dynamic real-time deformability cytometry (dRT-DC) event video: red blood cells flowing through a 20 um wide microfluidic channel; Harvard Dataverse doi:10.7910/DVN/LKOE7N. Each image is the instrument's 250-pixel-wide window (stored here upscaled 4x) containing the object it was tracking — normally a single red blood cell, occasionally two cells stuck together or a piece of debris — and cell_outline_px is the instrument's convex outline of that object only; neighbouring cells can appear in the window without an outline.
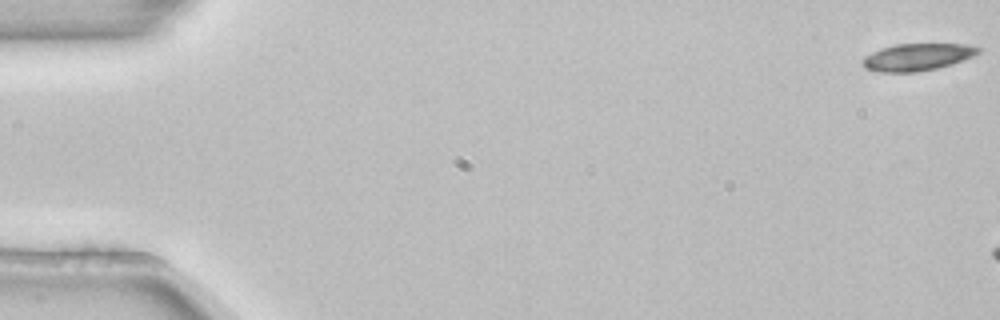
{"species": "common noctule bat (a hibernating species)", "species_latin": "Nyctalus noctula", "temperature_condition": "room temperature", "stored_images_in_passage": 4, "camera_frame_rate_fps": 3000, "um_per_image_px": 0.085, "animal": {"sex": "female", "body_mass_g": 22.7, "forearm_length_mm": 54.2}, "frame": {"image": 1, "passage_image": 1, "time_ms": 0.0, "image_size_px": [1000, 320], "cell_outline_px": [[980, 52], [972, 56], [952, 64], [936, 68], [916, 72], [880, 72], [864, 68], [864, 56], [872, 52], [896, 44], [964, 44], [980, 48]], "centroid_in_image_um": [77.97, 4.85], "position_along_channel_um": 7.0, "area_um2": 17.98}}